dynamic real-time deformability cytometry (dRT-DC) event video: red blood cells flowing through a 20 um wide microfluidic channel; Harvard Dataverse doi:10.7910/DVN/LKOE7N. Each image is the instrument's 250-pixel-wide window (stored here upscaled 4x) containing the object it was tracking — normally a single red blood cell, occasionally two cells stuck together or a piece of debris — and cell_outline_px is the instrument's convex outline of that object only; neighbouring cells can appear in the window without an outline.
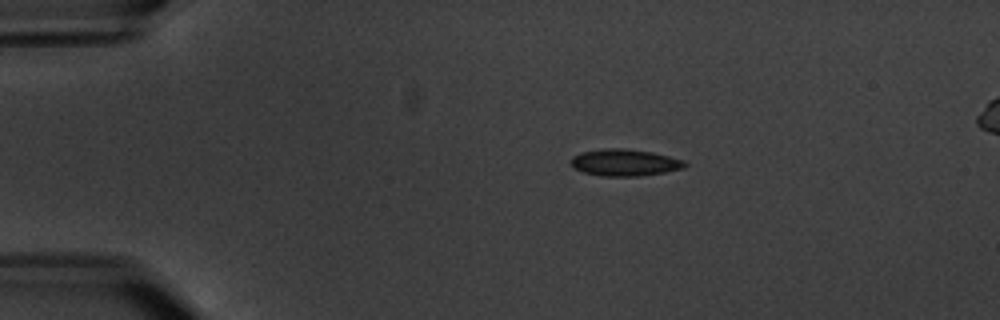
{"species": "common noctule bat (a hibernating species)", "species_latin": "Nyctalus noctula", "temperature_condition": "warm", "stored_images_in_passage": 7, "camera_frame_rate_fps": 3000, "um_per_image_px": 0.085, "animal": {"sex": "male", "body_mass_g": 20.1, "forearm_length_mm": 53.5}, "frame": {"image": 1, "passage_image": 3, "time_ms": 3.333, "image_size_px": [1000, 320], "cell_outline_px": [[688, 164], [684, 168], [664, 172], [640, 176], [604, 176], [584, 172], [572, 168], [572, 156], [580, 152], [604, 148], [624, 148], [652, 152], [684, 160]], "centroid_in_image_um": [53.1, 13.81], "position_along_channel_um": 31.9, "area_um2": 17.8}}